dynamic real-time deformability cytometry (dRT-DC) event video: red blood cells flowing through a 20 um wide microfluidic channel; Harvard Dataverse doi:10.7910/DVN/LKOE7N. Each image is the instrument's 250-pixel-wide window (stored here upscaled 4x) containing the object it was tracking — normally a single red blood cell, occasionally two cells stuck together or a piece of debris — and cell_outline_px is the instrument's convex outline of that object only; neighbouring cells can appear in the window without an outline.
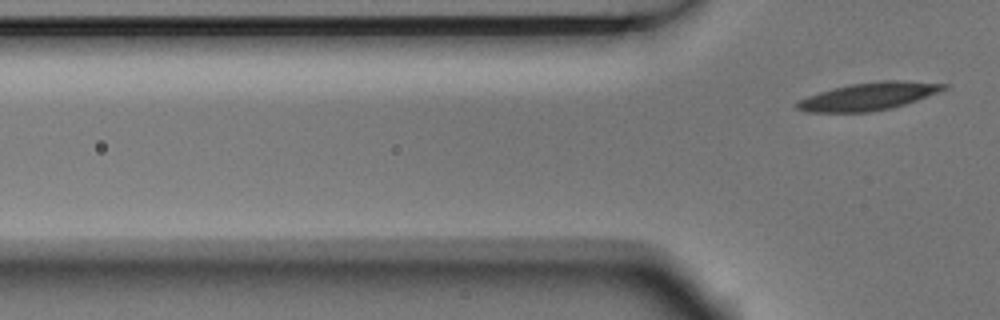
{"species": "Egyptian fruit bat (a non-hibernating species)", "species_latin": "Rousettus aegyptiacus", "temperature_condition": "room temperature", "stored_images_in_passage": 3, "camera_frame_rate_fps": 3000, "um_per_image_px": 0.085, "animal": {"sex": "male"}, "frame": {"image": 1, "passage_image": 3, "time_ms": 0.667, "image_size_px": [1000, 320], "cell_outline_px": [[948, 88], [916, 100], [892, 108], [868, 112], [808, 112], [796, 108], [796, 104], [800, 100], [808, 96], [832, 88], [852, 84], [884, 80], [896, 80], [948, 84]], "centroid_in_image_um": [73.83, 8.19], "position_along_channel_um": 52.0, "area_um2": 23.24}}